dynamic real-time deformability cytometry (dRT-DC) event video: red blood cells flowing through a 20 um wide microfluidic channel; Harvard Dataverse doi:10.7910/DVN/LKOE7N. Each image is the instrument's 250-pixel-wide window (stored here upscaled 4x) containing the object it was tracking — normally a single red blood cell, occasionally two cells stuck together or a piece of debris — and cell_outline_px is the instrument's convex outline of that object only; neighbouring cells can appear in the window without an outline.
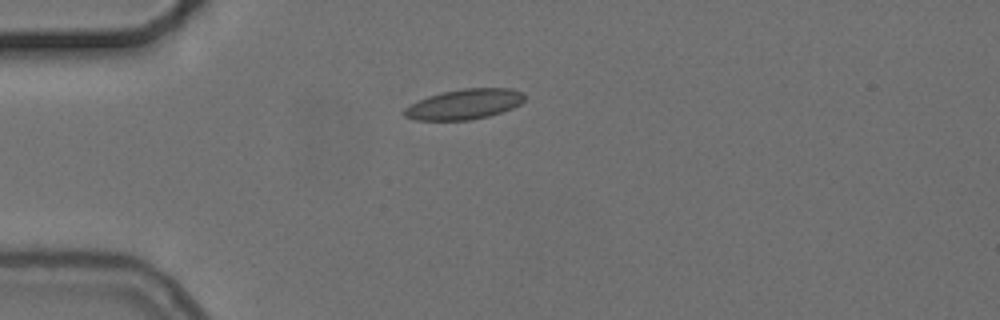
{"species": "common noctule bat (a hibernating species)", "species_latin": "Nyctalus noctula", "temperature_condition": "cold", "stored_images_in_passage": 6, "camera_frame_rate_fps": 3000, "um_per_image_px": 0.085, "animal": {"sex": "female", "body_mass_g": 24.6, "forearm_length_mm": 56.2}, "frame": {"image": 1, "passage_image": 2, "time_ms": 2.0, "image_size_px": [1000, 320], "cell_outline_px": [[524, 100], [520, 104], [512, 108], [488, 116], [472, 120], [416, 120], [404, 116], [404, 108], [428, 96], [444, 92], [464, 88], [512, 88], [524, 92]], "centroid_in_image_um": [39.5, 8.85], "position_along_channel_um": 45.5, "area_um2": 21.04}}
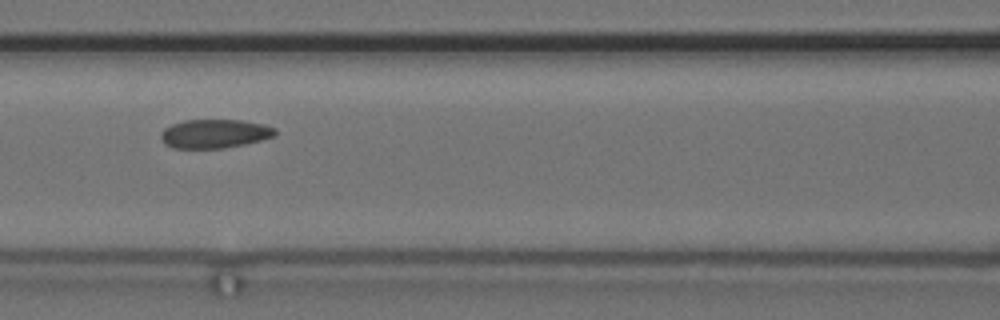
{"frame": {"image": 2, "passage_image": 5, "time_ms": 5.333, "image_size_px": [1000, 320], "cell_outline_px": [[276, 136], [244, 144], [224, 148], [172, 148], [164, 144], [160, 136], [160, 132], [164, 128], [172, 124], [184, 120], [244, 120], [264, 124], [276, 128]], "centroid_in_image_um": [18.24, 11.36], "position_along_channel_um": 148.4, "area_um2": 19.36}}
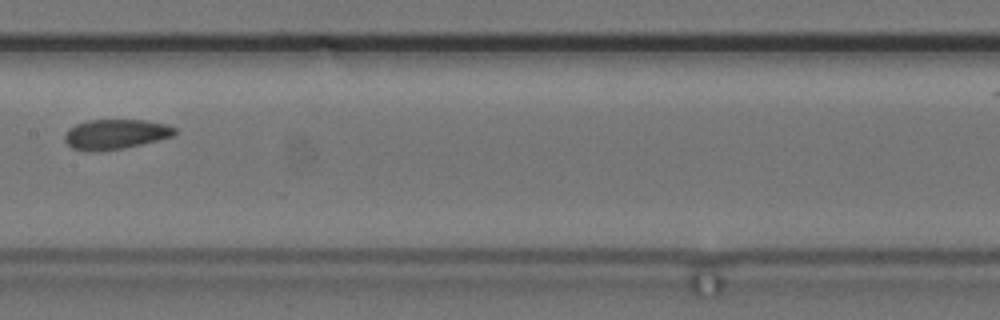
{"frame": {"image": 3, "passage_image": 6, "time_ms": 6.667, "image_size_px": [1000, 320], "cell_outline_px": [[176, 136], [124, 148], [96, 152], [88, 152], [72, 148], [64, 140], [64, 136], [68, 128], [76, 124], [88, 120], [144, 120], [164, 124], [176, 128]], "centroid_in_image_um": [9.8, 11.42], "position_along_channel_um": 197.6, "area_um2": 19.36}}